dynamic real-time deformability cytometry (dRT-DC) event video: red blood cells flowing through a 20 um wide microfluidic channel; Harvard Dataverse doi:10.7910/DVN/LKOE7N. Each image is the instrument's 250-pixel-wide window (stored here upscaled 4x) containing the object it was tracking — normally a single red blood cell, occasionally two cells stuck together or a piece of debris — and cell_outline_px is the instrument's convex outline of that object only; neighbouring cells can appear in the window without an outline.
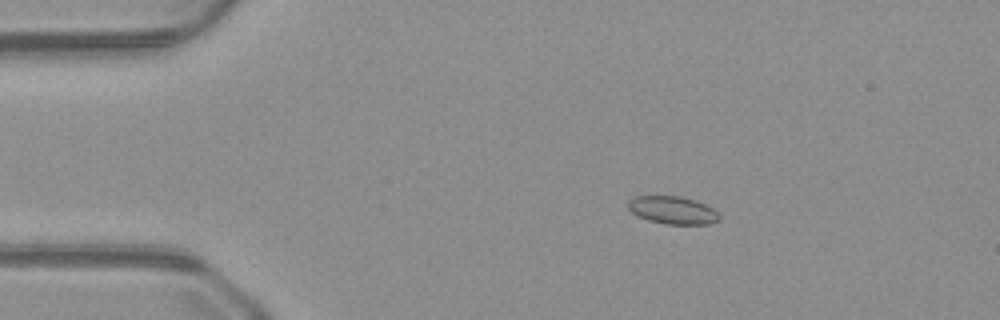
{"species": "common noctule bat (a hibernating species)", "species_latin": "Nyctalus noctula", "temperature_condition": "warm", "stored_images_in_passage": 50, "camera_frame_rate_fps": 3000, "um_per_image_px": 0.085, "animal": {"sex": "male", "body_mass_g": 23.1, "forearm_length_mm": 52.7}, "frame": {"image": 1, "passage_image": 9, "time_ms": 2.667, "image_size_px": [1000, 320], "cell_outline_px": [[720, 220], [708, 224], [664, 224], [648, 220], [632, 212], [628, 208], [628, 200], [636, 196], [680, 196], [696, 200], [712, 208], [720, 216]], "centroid_in_image_um": [57.18, 17.86], "position_along_channel_um": 27.8, "area_um2": 14.68}}
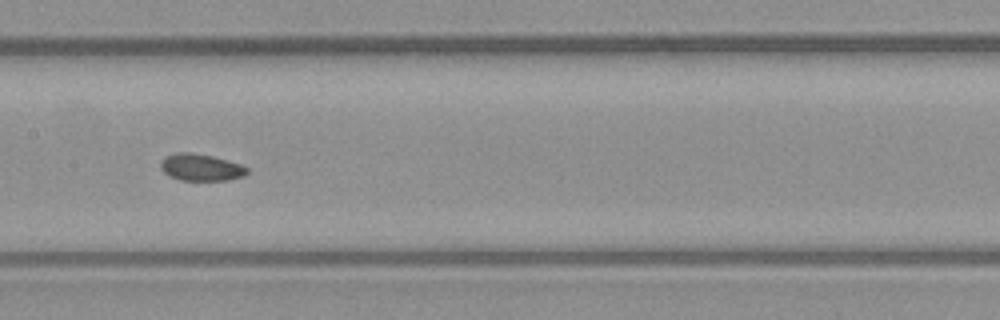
{"frame": {"image": 2, "passage_image": 25, "time_ms": 8.0, "image_size_px": [1000, 320], "cell_outline_px": [[248, 172], [244, 176], [228, 180], [180, 180], [168, 176], [160, 168], [160, 160], [164, 156], [176, 152], [192, 152], [212, 156], [228, 160], [240, 164], [248, 168]], "centroid_in_image_um": [17.04, 14.22], "position_along_channel_um": 190.4, "area_um2": 13.76}}
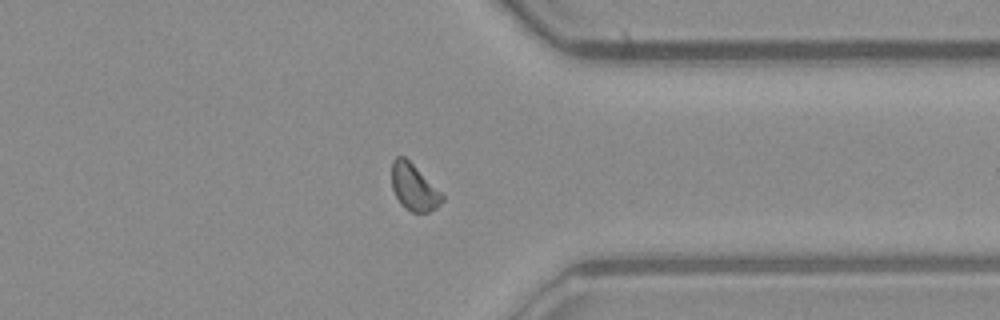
{"frame": {"image": 3, "passage_image": 39, "time_ms": 12.667, "image_size_px": [1000, 320], "cell_outline_px": [[444, 200], [436, 208], [428, 212], [412, 212], [400, 204], [392, 188], [392, 160], [396, 156], [404, 156], [444, 196]], "centroid_in_image_um": [35.16, 15.93], "position_along_channel_um": 376.2, "area_um2": 13.35}}